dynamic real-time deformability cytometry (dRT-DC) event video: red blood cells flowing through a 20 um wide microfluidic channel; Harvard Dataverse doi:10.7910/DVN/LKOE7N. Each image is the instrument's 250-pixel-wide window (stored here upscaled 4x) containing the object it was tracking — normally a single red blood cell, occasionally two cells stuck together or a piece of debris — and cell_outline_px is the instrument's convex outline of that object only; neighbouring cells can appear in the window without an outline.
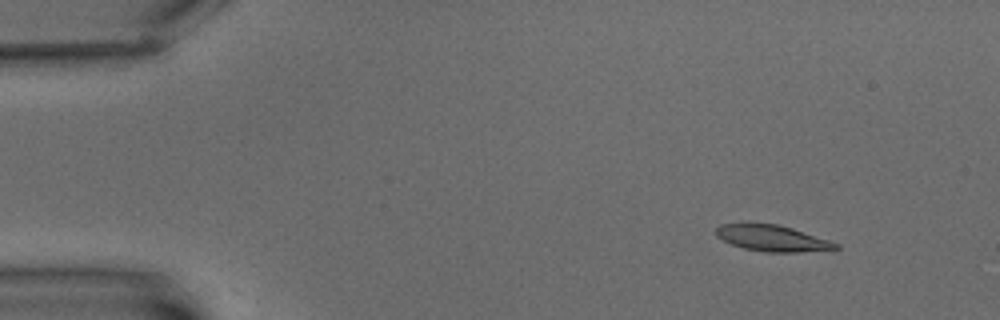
{"species": "common noctule bat (a hibernating species)", "species_latin": "Nyctalus noctula", "temperature_condition": "warm", "stored_images_in_passage": 6, "camera_frame_rate_fps": 3000, "um_per_image_px": 0.085, "animal": {"sex": "male", "body_mass_g": 15.6}, "frame": {"image": 1, "passage_image": 2, "time_ms": 1.0, "image_size_px": [1000, 320], "cell_outline_px": [[840, 248], [800, 252], [764, 252], [744, 248], [732, 244], [716, 236], [716, 228], [720, 224], [776, 224], [792, 228], [840, 244]], "centroid_in_image_um": [65.65, 20.26], "position_along_channel_um": 19.4, "area_um2": 17.86}}
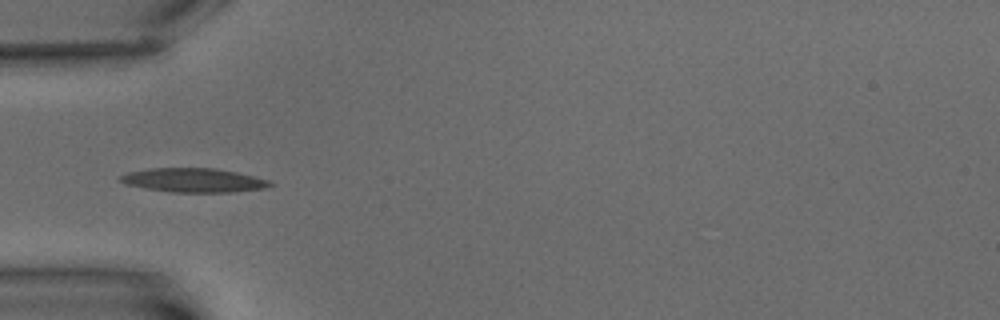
{"frame": {"image": 2, "passage_image": 5, "time_ms": 5.667, "image_size_px": [1000, 320], "cell_outline_px": [[276, 184], [264, 188], [232, 192], [172, 192], [124, 184], [116, 180], [120, 176], [128, 172], [148, 168], [216, 168], [236, 172], [268, 180]], "centroid_in_image_um": [16.42, 15.31], "position_along_channel_um": 68.6, "area_um2": 20.92}}
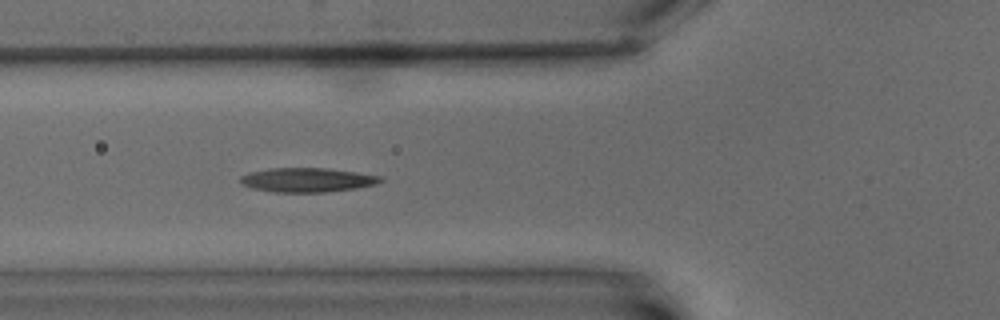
{"frame": {"image": 3, "passage_image": 6, "time_ms": 6.667, "image_size_px": [1000, 320], "cell_outline_px": [[384, 180], [376, 184], [356, 188], [324, 192], [272, 192], [252, 188], [240, 184], [240, 176], [248, 172], [272, 168], [324, 168], [356, 172], [384, 176]], "centroid_in_image_um": [26.1, 15.29], "position_along_channel_um": 99.7, "area_um2": 19.88}}